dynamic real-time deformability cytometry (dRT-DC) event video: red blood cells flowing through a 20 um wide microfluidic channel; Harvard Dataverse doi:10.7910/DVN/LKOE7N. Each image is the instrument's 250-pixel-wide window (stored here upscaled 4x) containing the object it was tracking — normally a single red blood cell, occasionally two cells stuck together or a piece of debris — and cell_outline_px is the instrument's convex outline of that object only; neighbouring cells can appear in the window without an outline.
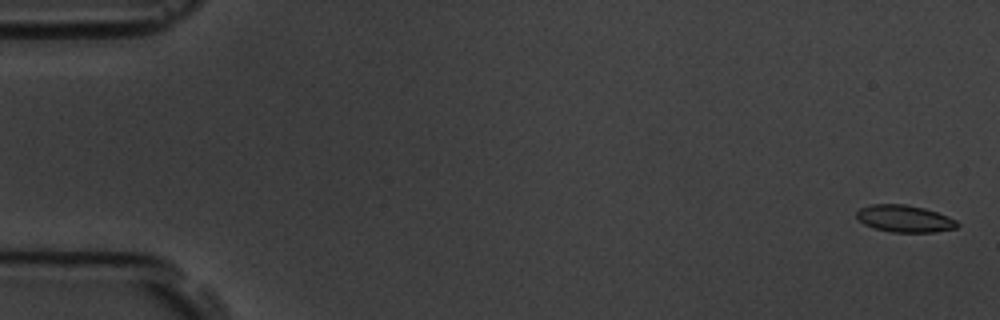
{"species": "common noctule bat (a hibernating species)", "species_latin": "Nyctalus noctula", "temperature_condition": "room temperature", "stored_images_in_passage": 5, "camera_frame_rate_fps": 3000, "um_per_image_px": 0.085, "animal": {"sex": "male", "body_mass_g": 19.5, "forearm_length_mm": 54.6}, "frame": {"image": 1, "passage_image": 1, "time_ms": 0.0, "image_size_px": [1000, 320], "cell_outline_px": [[960, 224], [956, 228], [936, 232], [892, 232], [876, 228], [864, 224], [856, 216], [856, 212], [860, 208], [872, 204], [904, 204], [924, 208], [948, 216], [956, 220]], "centroid_in_image_um": [76.91, 18.58], "position_along_channel_um": 8.1, "area_um2": 15.78}}
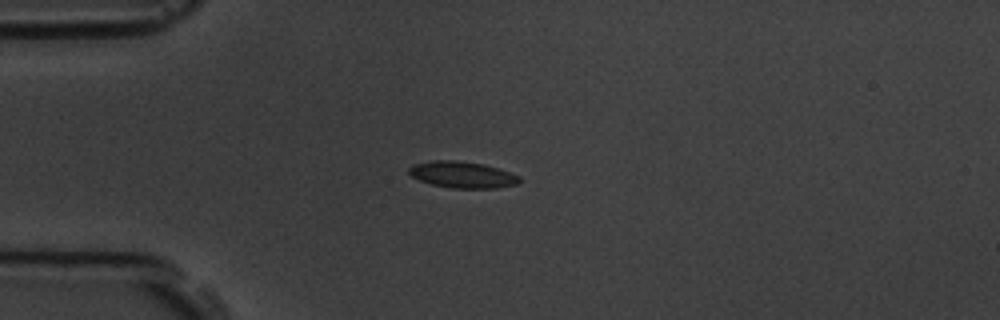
{"frame": {"image": 2, "passage_image": 5, "time_ms": 4.333, "image_size_px": [1000, 320], "cell_outline_px": [[520, 180], [516, 184], [496, 188], [452, 188], [432, 184], [420, 180], [412, 176], [408, 172], [408, 168], [412, 164], [432, 160], [456, 160], [484, 164], [520, 176]], "centroid_in_image_um": [39.26, 14.84], "position_along_channel_um": 45.7, "area_um2": 16.94}}